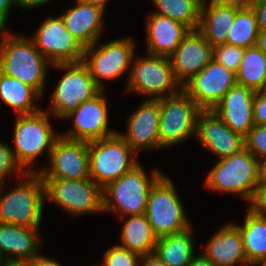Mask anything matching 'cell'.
<instances>
[{"mask_svg":"<svg viewBox=\"0 0 266 266\" xmlns=\"http://www.w3.org/2000/svg\"><path fill=\"white\" fill-rule=\"evenodd\" d=\"M259 30H266V0H255L252 5Z\"/></svg>","mask_w":266,"mask_h":266,"instance_id":"39","label":"cell"},{"mask_svg":"<svg viewBox=\"0 0 266 266\" xmlns=\"http://www.w3.org/2000/svg\"><path fill=\"white\" fill-rule=\"evenodd\" d=\"M31 266H61L56 261L43 257L42 255H36L32 259H30Z\"/></svg>","mask_w":266,"mask_h":266,"instance_id":"41","label":"cell"},{"mask_svg":"<svg viewBox=\"0 0 266 266\" xmlns=\"http://www.w3.org/2000/svg\"><path fill=\"white\" fill-rule=\"evenodd\" d=\"M130 71L128 90L154 95L151 99L166 97L165 91L173 95L182 89L174 76L169 57L149 54L147 58L137 59Z\"/></svg>","mask_w":266,"mask_h":266,"instance_id":"11","label":"cell"},{"mask_svg":"<svg viewBox=\"0 0 266 266\" xmlns=\"http://www.w3.org/2000/svg\"><path fill=\"white\" fill-rule=\"evenodd\" d=\"M218 3L235 6L238 8H251L255 0H215Z\"/></svg>","mask_w":266,"mask_h":266,"instance_id":"43","label":"cell"},{"mask_svg":"<svg viewBox=\"0 0 266 266\" xmlns=\"http://www.w3.org/2000/svg\"><path fill=\"white\" fill-rule=\"evenodd\" d=\"M95 44L85 48L82 62L88 68L95 83L104 90L102 79L117 78L132 65L130 63L135 52L134 43L132 39L124 38L110 41L99 49L93 50ZM88 54L90 55L89 58L87 57Z\"/></svg>","mask_w":266,"mask_h":266,"instance_id":"13","label":"cell"},{"mask_svg":"<svg viewBox=\"0 0 266 266\" xmlns=\"http://www.w3.org/2000/svg\"><path fill=\"white\" fill-rule=\"evenodd\" d=\"M147 22L148 52L153 55L169 57L190 31L186 25L157 13Z\"/></svg>","mask_w":266,"mask_h":266,"instance_id":"21","label":"cell"},{"mask_svg":"<svg viewBox=\"0 0 266 266\" xmlns=\"http://www.w3.org/2000/svg\"><path fill=\"white\" fill-rule=\"evenodd\" d=\"M144 214L157 237L191 228L174 185L165 176L150 190Z\"/></svg>","mask_w":266,"mask_h":266,"instance_id":"6","label":"cell"},{"mask_svg":"<svg viewBox=\"0 0 266 266\" xmlns=\"http://www.w3.org/2000/svg\"><path fill=\"white\" fill-rule=\"evenodd\" d=\"M254 124L266 125V89L255 91L253 101Z\"/></svg>","mask_w":266,"mask_h":266,"instance_id":"37","label":"cell"},{"mask_svg":"<svg viewBox=\"0 0 266 266\" xmlns=\"http://www.w3.org/2000/svg\"><path fill=\"white\" fill-rule=\"evenodd\" d=\"M154 253L167 266H187L195 256L191 229L158 237Z\"/></svg>","mask_w":266,"mask_h":266,"instance_id":"26","label":"cell"},{"mask_svg":"<svg viewBox=\"0 0 266 266\" xmlns=\"http://www.w3.org/2000/svg\"><path fill=\"white\" fill-rule=\"evenodd\" d=\"M158 7L157 14L169 17L197 30L200 22V10L203 0H152Z\"/></svg>","mask_w":266,"mask_h":266,"instance_id":"31","label":"cell"},{"mask_svg":"<svg viewBox=\"0 0 266 266\" xmlns=\"http://www.w3.org/2000/svg\"><path fill=\"white\" fill-rule=\"evenodd\" d=\"M17 5L16 0H0V27L4 29L12 5Z\"/></svg>","mask_w":266,"mask_h":266,"instance_id":"40","label":"cell"},{"mask_svg":"<svg viewBox=\"0 0 266 266\" xmlns=\"http://www.w3.org/2000/svg\"><path fill=\"white\" fill-rule=\"evenodd\" d=\"M160 103L159 144L172 146L196 133V124L202 110L196 102L181 89L158 99Z\"/></svg>","mask_w":266,"mask_h":266,"instance_id":"7","label":"cell"},{"mask_svg":"<svg viewBox=\"0 0 266 266\" xmlns=\"http://www.w3.org/2000/svg\"><path fill=\"white\" fill-rule=\"evenodd\" d=\"M162 176L154 170L149 179L142 167L136 165L102 189L103 211H114L123 217L144 214L150 190Z\"/></svg>","mask_w":266,"mask_h":266,"instance_id":"3","label":"cell"},{"mask_svg":"<svg viewBox=\"0 0 266 266\" xmlns=\"http://www.w3.org/2000/svg\"><path fill=\"white\" fill-rule=\"evenodd\" d=\"M120 236L121 246L140 255L154 253L158 238L145 214L128 216Z\"/></svg>","mask_w":266,"mask_h":266,"instance_id":"27","label":"cell"},{"mask_svg":"<svg viewBox=\"0 0 266 266\" xmlns=\"http://www.w3.org/2000/svg\"><path fill=\"white\" fill-rule=\"evenodd\" d=\"M236 82L254 91L266 89V55L256 45L244 49Z\"/></svg>","mask_w":266,"mask_h":266,"instance_id":"30","label":"cell"},{"mask_svg":"<svg viewBox=\"0 0 266 266\" xmlns=\"http://www.w3.org/2000/svg\"><path fill=\"white\" fill-rule=\"evenodd\" d=\"M3 266H31L29 259H5Z\"/></svg>","mask_w":266,"mask_h":266,"instance_id":"46","label":"cell"},{"mask_svg":"<svg viewBox=\"0 0 266 266\" xmlns=\"http://www.w3.org/2000/svg\"><path fill=\"white\" fill-rule=\"evenodd\" d=\"M4 259H6L5 256L0 252V266H3L5 261Z\"/></svg>","mask_w":266,"mask_h":266,"instance_id":"51","label":"cell"},{"mask_svg":"<svg viewBox=\"0 0 266 266\" xmlns=\"http://www.w3.org/2000/svg\"><path fill=\"white\" fill-rule=\"evenodd\" d=\"M236 84V73L212 59L182 89L202 110H212Z\"/></svg>","mask_w":266,"mask_h":266,"instance_id":"14","label":"cell"},{"mask_svg":"<svg viewBox=\"0 0 266 266\" xmlns=\"http://www.w3.org/2000/svg\"><path fill=\"white\" fill-rule=\"evenodd\" d=\"M196 135L203 146L220 159L245 148L244 137L230 129L213 110L200 111Z\"/></svg>","mask_w":266,"mask_h":266,"instance_id":"18","label":"cell"},{"mask_svg":"<svg viewBox=\"0 0 266 266\" xmlns=\"http://www.w3.org/2000/svg\"><path fill=\"white\" fill-rule=\"evenodd\" d=\"M77 6L61 15L67 30L86 48L97 42L102 28L103 9L77 1Z\"/></svg>","mask_w":266,"mask_h":266,"instance_id":"24","label":"cell"},{"mask_svg":"<svg viewBox=\"0 0 266 266\" xmlns=\"http://www.w3.org/2000/svg\"><path fill=\"white\" fill-rule=\"evenodd\" d=\"M35 97L38 99L40 94L33 87L0 72V98L14 108L18 115L40 111L33 106L32 98Z\"/></svg>","mask_w":266,"mask_h":266,"instance_id":"29","label":"cell"},{"mask_svg":"<svg viewBox=\"0 0 266 266\" xmlns=\"http://www.w3.org/2000/svg\"><path fill=\"white\" fill-rule=\"evenodd\" d=\"M215 266H234L237 262L249 264L239 228L228 224L218 230L207 243L203 253Z\"/></svg>","mask_w":266,"mask_h":266,"instance_id":"22","label":"cell"},{"mask_svg":"<svg viewBox=\"0 0 266 266\" xmlns=\"http://www.w3.org/2000/svg\"><path fill=\"white\" fill-rule=\"evenodd\" d=\"M101 90L90 100L81 103L75 110H72L67 117L74 118V129L62 135L70 140L93 141L114 135L115 131H108L107 102ZM103 96V97H102Z\"/></svg>","mask_w":266,"mask_h":266,"instance_id":"16","label":"cell"},{"mask_svg":"<svg viewBox=\"0 0 266 266\" xmlns=\"http://www.w3.org/2000/svg\"><path fill=\"white\" fill-rule=\"evenodd\" d=\"M244 142L245 148L257 159L266 156V125L254 124L244 137Z\"/></svg>","mask_w":266,"mask_h":266,"instance_id":"35","label":"cell"},{"mask_svg":"<svg viewBox=\"0 0 266 266\" xmlns=\"http://www.w3.org/2000/svg\"><path fill=\"white\" fill-rule=\"evenodd\" d=\"M31 40L51 65L83 60L85 47L67 30L61 16L46 19Z\"/></svg>","mask_w":266,"mask_h":266,"instance_id":"12","label":"cell"},{"mask_svg":"<svg viewBox=\"0 0 266 266\" xmlns=\"http://www.w3.org/2000/svg\"><path fill=\"white\" fill-rule=\"evenodd\" d=\"M13 151L8 145L0 143V184H4V178L13 170L19 169L20 172H23V168L17 162Z\"/></svg>","mask_w":266,"mask_h":266,"instance_id":"36","label":"cell"},{"mask_svg":"<svg viewBox=\"0 0 266 266\" xmlns=\"http://www.w3.org/2000/svg\"><path fill=\"white\" fill-rule=\"evenodd\" d=\"M240 8L211 0L209 6L203 0L200 10L198 31L212 47L227 44L229 29Z\"/></svg>","mask_w":266,"mask_h":266,"instance_id":"23","label":"cell"},{"mask_svg":"<svg viewBox=\"0 0 266 266\" xmlns=\"http://www.w3.org/2000/svg\"><path fill=\"white\" fill-rule=\"evenodd\" d=\"M256 46L266 55V30L258 32Z\"/></svg>","mask_w":266,"mask_h":266,"instance_id":"47","label":"cell"},{"mask_svg":"<svg viewBox=\"0 0 266 266\" xmlns=\"http://www.w3.org/2000/svg\"><path fill=\"white\" fill-rule=\"evenodd\" d=\"M53 65L67 71L52 93L51 110L58 118H65L67 114L75 110L81 103L90 100L102 90L95 83L88 68L82 61Z\"/></svg>","mask_w":266,"mask_h":266,"instance_id":"10","label":"cell"},{"mask_svg":"<svg viewBox=\"0 0 266 266\" xmlns=\"http://www.w3.org/2000/svg\"><path fill=\"white\" fill-rule=\"evenodd\" d=\"M249 207L256 213L266 215V181H259Z\"/></svg>","mask_w":266,"mask_h":266,"instance_id":"38","label":"cell"},{"mask_svg":"<svg viewBox=\"0 0 266 266\" xmlns=\"http://www.w3.org/2000/svg\"><path fill=\"white\" fill-rule=\"evenodd\" d=\"M143 259L142 266H167L155 253L141 255L140 261Z\"/></svg>","mask_w":266,"mask_h":266,"instance_id":"42","label":"cell"},{"mask_svg":"<svg viewBox=\"0 0 266 266\" xmlns=\"http://www.w3.org/2000/svg\"><path fill=\"white\" fill-rule=\"evenodd\" d=\"M243 53L244 48L239 46L222 44L213 47V59L234 73L239 69Z\"/></svg>","mask_w":266,"mask_h":266,"instance_id":"33","label":"cell"},{"mask_svg":"<svg viewBox=\"0 0 266 266\" xmlns=\"http://www.w3.org/2000/svg\"><path fill=\"white\" fill-rule=\"evenodd\" d=\"M241 233L249 264L266 259V215L249 208L243 225H236Z\"/></svg>","mask_w":266,"mask_h":266,"instance_id":"28","label":"cell"},{"mask_svg":"<svg viewBox=\"0 0 266 266\" xmlns=\"http://www.w3.org/2000/svg\"><path fill=\"white\" fill-rule=\"evenodd\" d=\"M45 197L74 216L103 211L102 188L91 178H42Z\"/></svg>","mask_w":266,"mask_h":266,"instance_id":"8","label":"cell"},{"mask_svg":"<svg viewBox=\"0 0 266 266\" xmlns=\"http://www.w3.org/2000/svg\"><path fill=\"white\" fill-rule=\"evenodd\" d=\"M258 160L259 181H266V156Z\"/></svg>","mask_w":266,"mask_h":266,"instance_id":"48","label":"cell"},{"mask_svg":"<svg viewBox=\"0 0 266 266\" xmlns=\"http://www.w3.org/2000/svg\"><path fill=\"white\" fill-rule=\"evenodd\" d=\"M159 100H146L129 116L128 133L121 134L129 146L136 152L142 148H157L159 144Z\"/></svg>","mask_w":266,"mask_h":266,"instance_id":"20","label":"cell"},{"mask_svg":"<svg viewBox=\"0 0 266 266\" xmlns=\"http://www.w3.org/2000/svg\"><path fill=\"white\" fill-rule=\"evenodd\" d=\"M187 266H215L211 261L204 255L194 256Z\"/></svg>","mask_w":266,"mask_h":266,"instance_id":"44","label":"cell"},{"mask_svg":"<svg viewBox=\"0 0 266 266\" xmlns=\"http://www.w3.org/2000/svg\"><path fill=\"white\" fill-rule=\"evenodd\" d=\"M169 58L174 76L183 86L213 59V47L198 30H190Z\"/></svg>","mask_w":266,"mask_h":266,"instance_id":"17","label":"cell"},{"mask_svg":"<svg viewBox=\"0 0 266 266\" xmlns=\"http://www.w3.org/2000/svg\"><path fill=\"white\" fill-rule=\"evenodd\" d=\"M28 179L7 195L0 190V223L38 228L42 218L44 184L36 170L23 172ZM27 175V176H26ZM3 184H0V189Z\"/></svg>","mask_w":266,"mask_h":266,"instance_id":"2","label":"cell"},{"mask_svg":"<svg viewBox=\"0 0 266 266\" xmlns=\"http://www.w3.org/2000/svg\"><path fill=\"white\" fill-rule=\"evenodd\" d=\"M258 159L246 148L221 158L206 178V185L225 193H240L251 201L259 182Z\"/></svg>","mask_w":266,"mask_h":266,"instance_id":"4","label":"cell"},{"mask_svg":"<svg viewBox=\"0 0 266 266\" xmlns=\"http://www.w3.org/2000/svg\"><path fill=\"white\" fill-rule=\"evenodd\" d=\"M259 31L252 8H241L237 11L234 22L229 29L227 44L244 49L253 47L256 45Z\"/></svg>","mask_w":266,"mask_h":266,"instance_id":"32","label":"cell"},{"mask_svg":"<svg viewBox=\"0 0 266 266\" xmlns=\"http://www.w3.org/2000/svg\"><path fill=\"white\" fill-rule=\"evenodd\" d=\"M37 229L0 223V252L6 259H32L40 247Z\"/></svg>","mask_w":266,"mask_h":266,"instance_id":"25","label":"cell"},{"mask_svg":"<svg viewBox=\"0 0 266 266\" xmlns=\"http://www.w3.org/2000/svg\"><path fill=\"white\" fill-rule=\"evenodd\" d=\"M0 72L33 87L40 95L44 91L46 66L50 63L32 40L9 33L2 35Z\"/></svg>","mask_w":266,"mask_h":266,"instance_id":"1","label":"cell"},{"mask_svg":"<svg viewBox=\"0 0 266 266\" xmlns=\"http://www.w3.org/2000/svg\"><path fill=\"white\" fill-rule=\"evenodd\" d=\"M50 0H16L17 5L21 6V8H34L44 3H47Z\"/></svg>","mask_w":266,"mask_h":266,"instance_id":"45","label":"cell"},{"mask_svg":"<svg viewBox=\"0 0 266 266\" xmlns=\"http://www.w3.org/2000/svg\"><path fill=\"white\" fill-rule=\"evenodd\" d=\"M61 135L54 133L49 124L48 114L38 111L32 114L18 116L14 128L15 158L17 162L25 168L39 155L50 154L55 141Z\"/></svg>","mask_w":266,"mask_h":266,"instance_id":"9","label":"cell"},{"mask_svg":"<svg viewBox=\"0 0 266 266\" xmlns=\"http://www.w3.org/2000/svg\"><path fill=\"white\" fill-rule=\"evenodd\" d=\"M51 168L38 172L42 178L85 180L90 178L88 142L60 136L50 152Z\"/></svg>","mask_w":266,"mask_h":266,"instance_id":"15","label":"cell"},{"mask_svg":"<svg viewBox=\"0 0 266 266\" xmlns=\"http://www.w3.org/2000/svg\"><path fill=\"white\" fill-rule=\"evenodd\" d=\"M77 1H81L83 3L94 5V6L100 7L104 10L107 0H77Z\"/></svg>","mask_w":266,"mask_h":266,"instance_id":"49","label":"cell"},{"mask_svg":"<svg viewBox=\"0 0 266 266\" xmlns=\"http://www.w3.org/2000/svg\"><path fill=\"white\" fill-rule=\"evenodd\" d=\"M255 91L234 85L212 109L234 132L245 137L254 126L253 101Z\"/></svg>","mask_w":266,"mask_h":266,"instance_id":"19","label":"cell"},{"mask_svg":"<svg viewBox=\"0 0 266 266\" xmlns=\"http://www.w3.org/2000/svg\"><path fill=\"white\" fill-rule=\"evenodd\" d=\"M88 153L90 178L102 189L138 165L130 157L135 151L118 132L89 141Z\"/></svg>","mask_w":266,"mask_h":266,"instance_id":"5","label":"cell"},{"mask_svg":"<svg viewBox=\"0 0 266 266\" xmlns=\"http://www.w3.org/2000/svg\"><path fill=\"white\" fill-rule=\"evenodd\" d=\"M261 264V266H266V259H261V260H258V261H256V262H254V263H252V264Z\"/></svg>","mask_w":266,"mask_h":266,"instance_id":"50","label":"cell"},{"mask_svg":"<svg viewBox=\"0 0 266 266\" xmlns=\"http://www.w3.org/2000/svg\"><path fill=\"white\" fill-rule=\"evenodd\" d=\"M141 255L121 245L108 249L103 266H139Z\"/></svg>","mask_w":266,"mask_h":266,"instance_id":"34","label":"cell"}]
</instances>
